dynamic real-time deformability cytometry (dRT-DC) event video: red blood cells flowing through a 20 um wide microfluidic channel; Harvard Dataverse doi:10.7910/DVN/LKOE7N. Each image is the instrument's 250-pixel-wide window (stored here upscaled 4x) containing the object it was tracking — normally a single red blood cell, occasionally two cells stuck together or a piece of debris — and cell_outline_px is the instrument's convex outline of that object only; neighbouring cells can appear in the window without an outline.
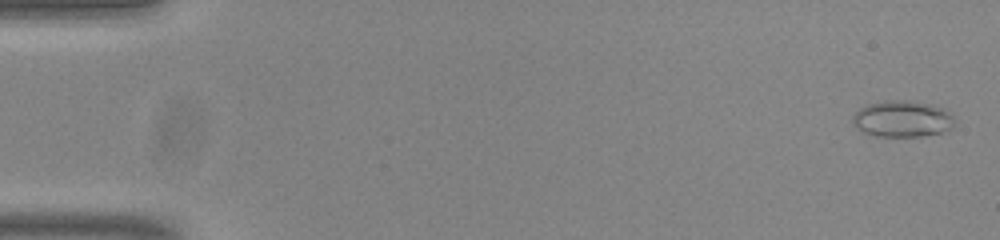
{"species": "common noctule bat (a hibernating species)", "species_latin": "Nyctalus noctula", "temperature_condition": "room temperature", "stored_images_in_passage": 54, "camera_frame_rate_fps": 3000, "um_per_image_px": 0.085, "animal": {"sex": "male", "body_mass_g": 20.0, "forearm_length_mm": 53.3}, "frame": {"image": 1, "passage_image": 2, "time_ms": 0.333, "image_size_px": [1000, 240], "cell_outline_px": [[956, 124], [952, 128], [940, 132], [924, 136], [876, 136], [864, 132], [852, 124], [852, 116], [860, 108], [868, 104], [884, 100], [912, 100], [944, 108], [952, 116]], "centroid_in_image_um": [76.69, 10.09], "position_along_channel_um": 8.3, "area_um2": 21.68}}
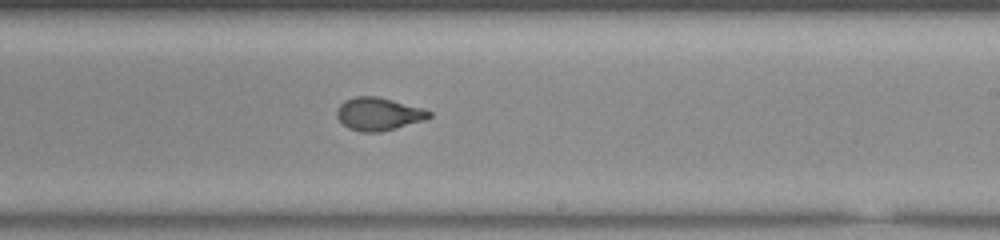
{"frame": {"image": 2, "passage_image": 33, "time_ms": 10.667, "image_size_px": [1000, 240], "cell_outline_px": [[432, 116], [424, 120], [396, 128], [380, 132], [360, 132], [348, 128], [336, 116], [336, 108], [344, 100], [356, 96], [376, 96], [424, 108], [432, 112]], "centroid_in_image_um": [32.17, 9.68], "position_along_channel_um": 256.8, "area_um2": 17.74}}
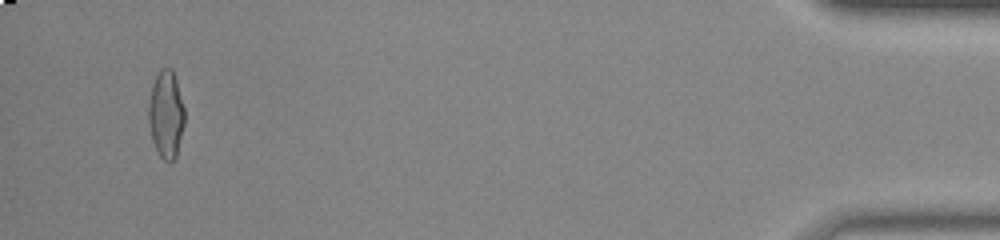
{"frame": {"image": 3, "passage_image": 52, "time_ms": 17.0, "image_size_px": [1000, 240], "cell_outline_px": [[184, 124], [176, 156], [168, 164], [160, 156], [152, 140], [148, 124], [148, 104], [152, 84], [160, 68], [172, 68], [176, 80], [184, 108]], "centroid_in_image_um": [14.1, 9.72], "position_along_channel_um": 421.1, "area_um2": 18.38}, "authors_computed_cell_mechanics": {"area_um2": 18.3804, "velocity_mm_per_s": 3.8304, "shape_relaxation_time_tau1_ms": 6.1268, "shape_relaxation_time_tau2_ms": 1.0198, "deformation_change_tau1": 0.1884, "deformation_change_tau2": 0.0519}}